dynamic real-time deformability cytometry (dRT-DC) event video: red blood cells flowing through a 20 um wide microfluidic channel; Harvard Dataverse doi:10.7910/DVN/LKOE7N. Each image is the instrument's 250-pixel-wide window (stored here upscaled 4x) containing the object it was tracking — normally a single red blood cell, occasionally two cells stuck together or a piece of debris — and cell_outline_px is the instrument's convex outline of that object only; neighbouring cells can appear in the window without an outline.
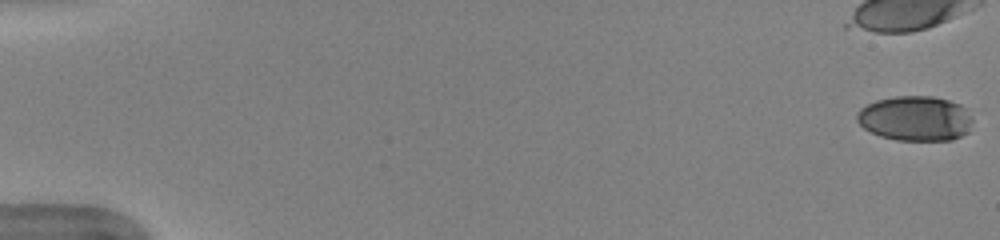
{"species": "human", "species_latin": "Homo sapiens", "temperature_condition": "warm", "stored_images_in_passage": 45, "camera_frame_rate_fps": 3000, "um_per_image_px": 0.085, "donor": {"sex": "female"}, "frame": {"image": 1, "passage_image": 1, "time_ms": 0.0, "image_size_px": [1000, 240], "cell_outline_px": [[972, 124], [968, 132], [952, 140], [896, 140], [880, 136], [864, 128], [856, 120], [856, 112], [860, 108], [876, 100], [896, 96], [932, 96], [948, 100], [960, 104], [964, 108], [972, 120]], "centroid_in_image_um": [77.78, 10.07], "position_along_channel_um": 7.2, "area_um2": 30.29}}